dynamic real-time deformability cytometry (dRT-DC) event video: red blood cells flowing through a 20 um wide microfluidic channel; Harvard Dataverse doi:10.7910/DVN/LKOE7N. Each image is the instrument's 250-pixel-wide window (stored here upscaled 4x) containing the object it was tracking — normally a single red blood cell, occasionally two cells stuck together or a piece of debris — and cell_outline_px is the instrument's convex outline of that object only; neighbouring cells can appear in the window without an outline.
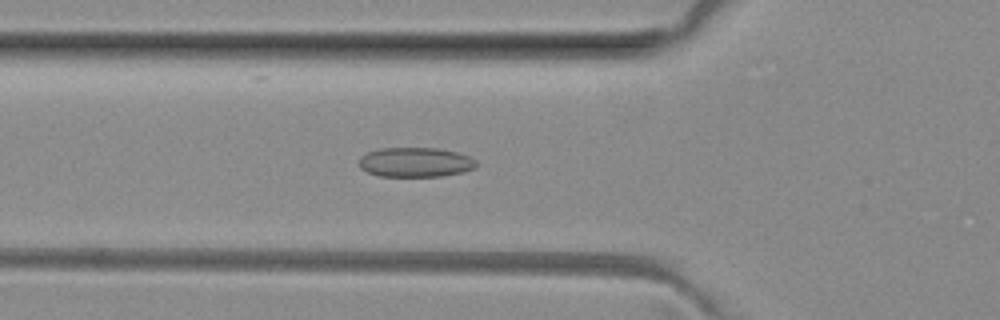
{"species": "common noctule bat (a hibernating species)", "species_latin": "Nyctalus noctula", "temperature_condition": "room temperature", "stored_images_in_passage": 51, "camera_frame_rate_fps": 3000, "um_per_image_px": 0.085, "animal": {"sex": "female", "body_mass_g": 29.2, "forearm_length_mm": 56.3}, "frame": {"image": 1, "passage_image": 18, "time_ms": 5.667, "image_size_px": [1000, 320], "cell_outline_px": [[476, 168], [464, 172], [440, 176], [380, 176], [368, 172], [360, 168], [360, 156], [368, 152], [380, 148], [436, 148], [456, 152], [468, 156], [476, 160]], "centroid_in_image_um": [35.32, 13.79], "position_along_channel_um": 90.5, "area_um2": 20.17}}
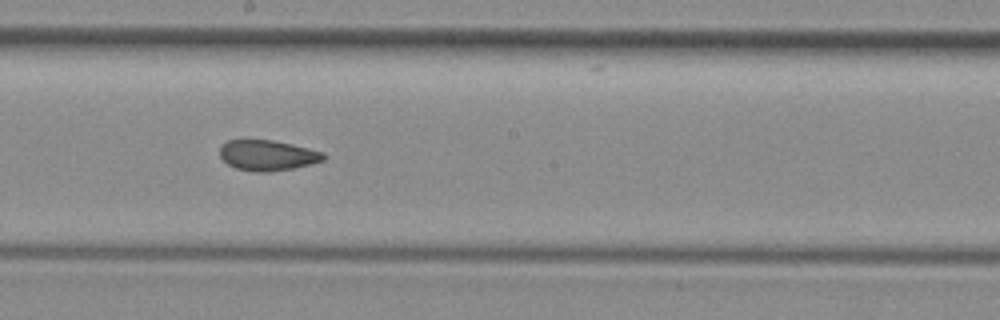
{"frame": {"image": 2, "passage_image": 28, "time_ms": 9.0, "image_size_px": [1000, 320], "cell_outline_px": [[324, 160], [292, 168], [268, 172], [256, 172], [236, 168], [228, 164], [220, 156], [220, 148], [228, 140], [272, 140], [292, 144], [324, 152]], "centroid_in_image_um": [22.73, 13.2], "position_along_channel_um": 225.5, "area_um2": 18.15}}
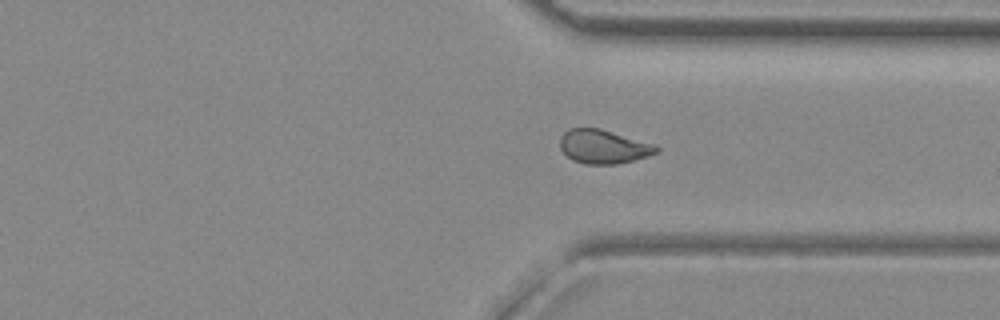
{"frame": {"image": 3, "passage_image": 38, "time_ms": 12.333, "image_size_px": [1000, 320], "cell_outline_px": [[660, 152], [648, 156], [616, 164], [584, 164], [572, 160], [560, 148], [560, 136], [564, 132], [572, 128], [600, 128], [656, 144], [660, 148]], "centroid_in_image_um": [51.32, 12.46], "position_along_channel_um": 360.1, "area_um2": 19.13}, "authors_computed_cell_mechanics": {"area_um2": 19.7098, "velocity_mm_per_s": 4.0391, "shape_relaxation_time_tau1_ms": null, "shape_relaxation_time_tau2_ms": 1.8907, "deformation_change_tau1": null, "deformation_change_tau2": 0.0777}}